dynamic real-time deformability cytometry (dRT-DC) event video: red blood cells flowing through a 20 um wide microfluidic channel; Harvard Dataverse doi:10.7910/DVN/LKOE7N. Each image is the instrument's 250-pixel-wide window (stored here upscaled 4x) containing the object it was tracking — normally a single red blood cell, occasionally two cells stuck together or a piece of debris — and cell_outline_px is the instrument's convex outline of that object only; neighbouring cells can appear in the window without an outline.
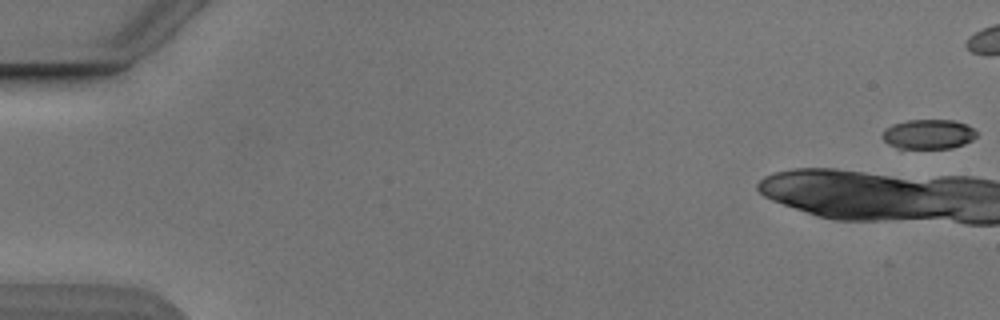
{"species": "Egyptian fruit bat (a non-hibernating species)", "species_latin": "Rousettus aegyptiacus", "temperature_condition": "cold", "stored_images_in_passage": 17, "camera_frame_rate_fps": 3000, "um_per_image_px": 0.085, "animal": {"sex": "male"}, "frame": {"image": 1, "passage_image": 1, "time_ms": 0.0, "image_size_px": [1000, 320], "cell_outline_px": [[976, 136], [972, 140], [964, 144], [952, 148], [900, 152], [888, 144], [884, 140], [884, 128], [892, 124], [908, 120], [956, 120], [968, 124], [976, 132]], "centroid_in_image_um": [78.87, 11.46], "position_along_channel_um": 6.1, "area_um2": 17.17}}